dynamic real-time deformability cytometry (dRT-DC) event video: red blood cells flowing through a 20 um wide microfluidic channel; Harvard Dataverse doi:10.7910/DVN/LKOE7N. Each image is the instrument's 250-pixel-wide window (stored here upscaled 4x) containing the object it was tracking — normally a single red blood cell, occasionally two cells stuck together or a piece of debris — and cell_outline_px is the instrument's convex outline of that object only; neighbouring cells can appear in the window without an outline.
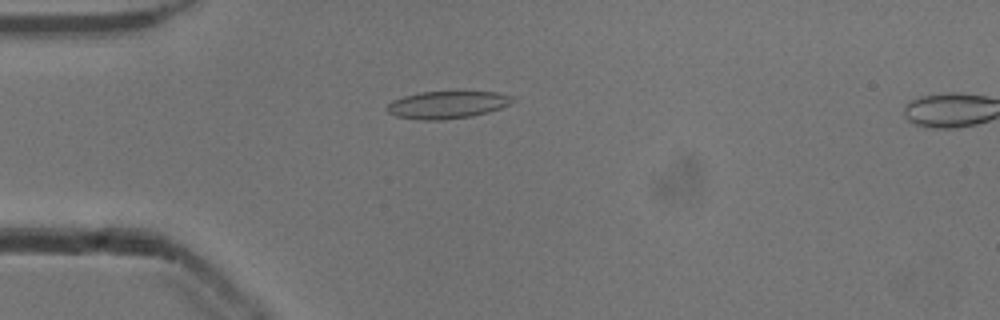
{"species": "common noctule bat (a hibernating species)", "species_latin": "Nyctalus noctula", "temperature_condition": "cold", "stored_images_in_passage": 53, "camera_frame_rate_fps": 3000, "um_per_image_px": 0.085, "animal": {"sex": "male", "body_mass_g": 13.3}, "frame": {"image": 1, "passage_image": 14, "time_ms": 4.333, "image_size_px": [1000, 320], "cell_outline_px": [[516, 100], [500, 108], [488, 112], [472, 116], [444, 120], [424, 120], [396, 116], [388, 112], [384, 108], [392, 100], [404, 96], [420, 92], [496, 92], [512, 96]], "centroid_in_image_um": [37.99, 8.91], "position_along_channel_um": 47.0, "area_um2": 20.0}}
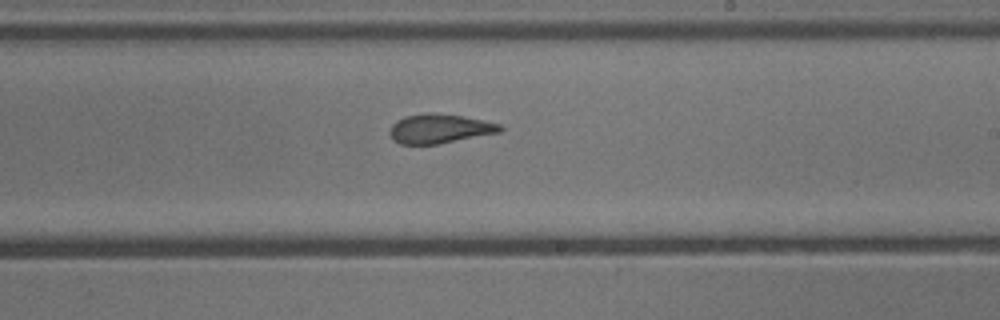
{"frame": {"image": 2, "passage_image": 31, "time_ms": 10.0, "image_size_px": [1000, 320], "cell_outline_px": [[504, 128], [500, 132], [436, 144], [400, 144], [392, 140], [388, 132], [392, 124], [396, 120], [404, 116], [428, 112], [464, 116], [500, 124]], "centroid_in_image_um": [37.31, 10.93], "position_along_channel_um": 251.7, "area_um2": 18.84}}
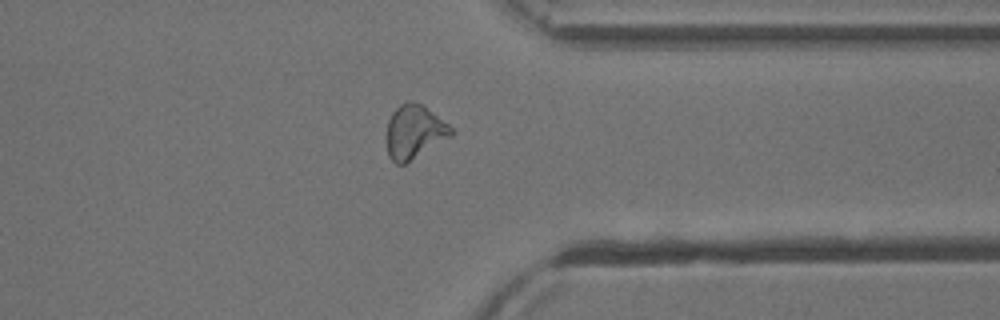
{"frame": {"image": 3, "passage_image": 41, "time_ms": 13.333, "image_size_px": [1000, 320], "cell_outline_px": [[456, 132], [452, 136], [404, 164], [396, 164], [388, 156], [384, 136], [388, 120], [392, 112], [400, 104], [408, 100], [420, 104], [432, 112], [448, 124]], "centroid_in_image_um": [35.17, 11.22], "position_along_channel_um": 376.2, "area_um2": 20.4}, "authors_computed_cell_mechanics": {"area_um2": 19.7098, "velocity_mm_per_s": 3.8836, "shape_relaxation_time_tau1_ms": 5.9449, "shape_relaxation_time_tau2_ms": 1.1542, "deformation_change_tau1": 0.172, "deformation_change_tau2": 0.0772}}